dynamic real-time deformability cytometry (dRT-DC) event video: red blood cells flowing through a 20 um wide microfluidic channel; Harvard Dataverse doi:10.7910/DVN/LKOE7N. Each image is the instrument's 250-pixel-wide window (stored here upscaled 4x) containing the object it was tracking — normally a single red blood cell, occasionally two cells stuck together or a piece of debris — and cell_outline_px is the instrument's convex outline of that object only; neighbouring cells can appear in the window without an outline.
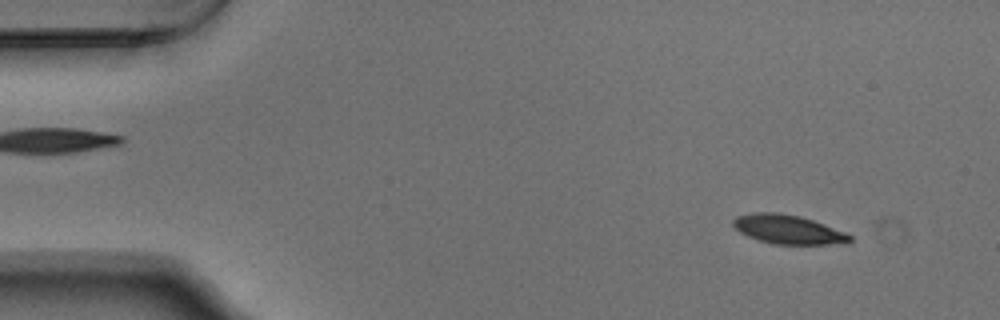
{"species": "Egyptian fruit bat (a non-hibernating species)", "species_latin": "Rousettus aegyptiacus", "temperature_condition": "warm", "stored_images_in_passage": 54, "camera_frame_rate_fps": 3000, "um_per_image_px": 0.085, "animal": {"sex": "male"}, "frame": {"image": 1, "passage_image": 5, "time_ms": 1.333, "image_size_px": [1000, 320], "cell_outline_px": [[852, 240], [848, 244], [772, 244], [748, 236], [740, 232], [732, 224], [732, 220], [736, 216], [756, 212], [780, 212], [800, 216], [824, 224], [844, 232], [852, 236]], "centroid_in_image_um": [67.0, 19.5], "position_along_channel_um": 18.0, "area_um2": 19.77}}
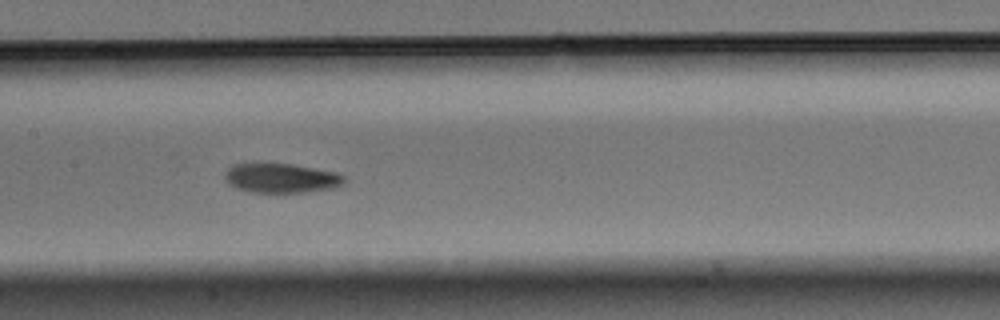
{"frame": {"image": 2, "passage_image": 26, "time_ms": 8.333, "image_size_px": [1000, 320], "cell_outline_px": [[344, 184], [336, 188], [308, 192], [248, 192], [236, 188], [228, 184], [224, 176], [228, 168], [232, 164], [256, 160], [260, 160], [292, 164], [336, 172], [344, 176]], "centroid_in_image_um": [23.84, 15.09], "position_along_channel_um": 183.6, "area_um2": 21.44}}
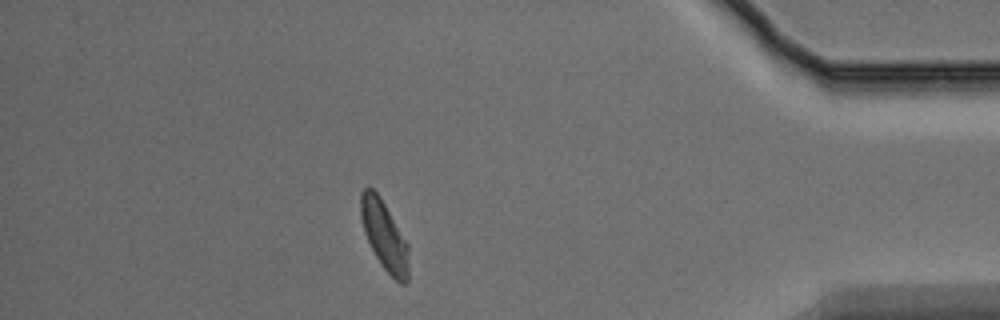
{"frame": {"image": 3, "passage_image": 47, "time_ms": 15.333, "image_size_px": [1000, 320], "cell_outline_px": [[408, 280], [404, 284], [400, 284], [380, 264], [364, 232], [360, 216], [360, 192], [368, 184], [380, 196], [408, 244]], "centroid_in_image_um": [32.65, 19.98], "position_along_channel_um": 402.6, "area_um2": 19.25}, "authors_computed_cell_mechanics": {"area_um2": 20.3456, "velocity_mm_per_s": 3.728, "shape_relaxation_time_tau1_ms": 2.1469, "shape_relaxation_time_tau2_ms": 2.7655, "deformation_change_tau1": 0.1287, "deformation_change_tau2": 0.0856}}